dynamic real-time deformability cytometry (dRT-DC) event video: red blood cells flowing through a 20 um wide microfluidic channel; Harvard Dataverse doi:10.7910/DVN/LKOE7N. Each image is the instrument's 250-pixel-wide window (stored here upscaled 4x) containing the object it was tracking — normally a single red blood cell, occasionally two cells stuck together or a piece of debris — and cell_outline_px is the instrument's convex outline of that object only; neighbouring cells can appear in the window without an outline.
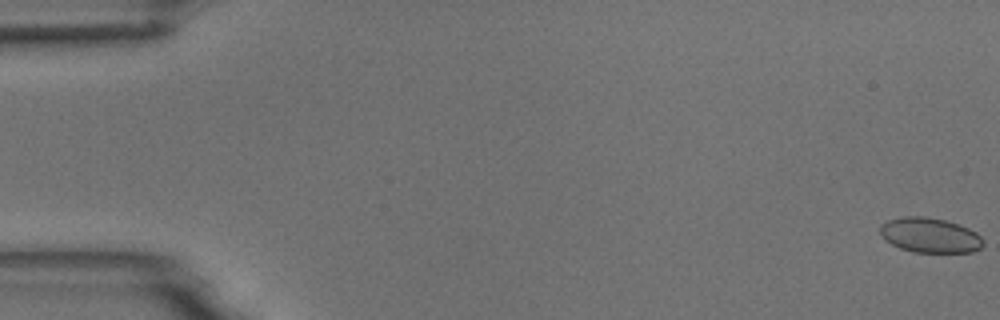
{"species": "common noctule bat (a hibernating species)", "species_latin": "Nyctalus noctula", "temperature_condition": "room temperature", "stored_images_in_passage": 56, "camera_frame_rate_fps": 3000, "um_per_image_px": 0.085, "animal": {"sex": "male", "body_mass_g": 18.8}, "frame": {"image": 1, "passage_image": 1, "time_ms": 0.0, "image_size_px": [1000, 320], "cell_outline_px": [[984, 244], [980, 248], [972, 252], [916, 252], [900, 248], [884, 240], [880, 232], [880, 224], [888, 220], [904, 216], [924, 216], [944, 220], [960, 224], [976, 232], [984, 240]], "centroid_in_image_um": [79.04, 19.99], "position_along_channel_um": 6.0, "area_um2": 21.04}}
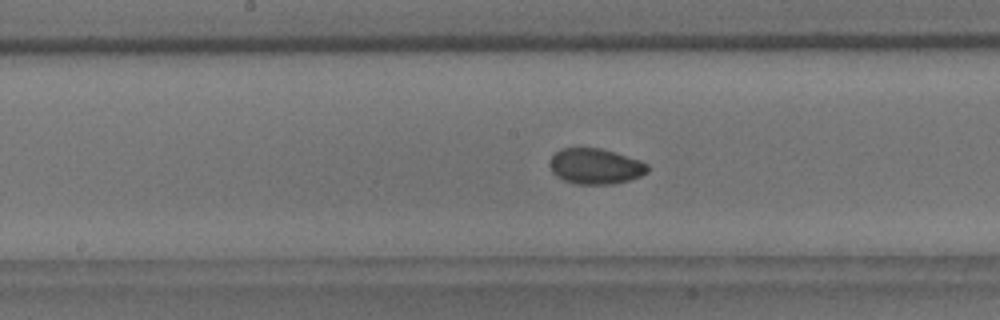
{"frame": {"image": 2, "passage_image": 29, "time_ms": 9.333, "image_size_px": [1000, 320], "cell_outline_px": [[648, 172], [640, 176], [628, 180], [612, 184], [576, 184], [564, 180], [556, 176], [552, 172], [548, 164], [552, 156], [560, 148], [600, 148], [640, 160], [648, 164]], "centroid_in_image_um": [50.59, 14.13], "position_along_channel_um": 197.6, "area_um2": 20.29}}
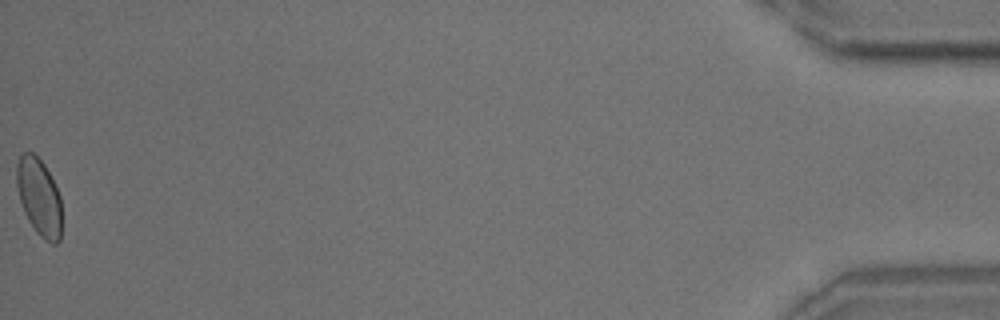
{"frame": {"image": 3, "passage_image": 56, "time_ms": 18.333, "image_size_px": [1000, 320], "cell_outline_px": [[60, 240], [56, 244], [52, 244], [44, 240], [36, 232], [28, 220], [24, 212], [20, 200], [16, 184], [16, 164], [20, 156], [24, 152], [32, 152], [44, 164], [60, 196]], "centroid_in_image_um": [3.3, 16.76], "position_along_channel_um": 431.9, "area_um2": 20.11}, "authors_computed_cell_mechanics": {"area_um2": 20.6635, "velocity_mm_per_s": 3.6975, "shape_relaxation_time_tau1_ms": 3.2568, "shape_relaxation_time_tau2_ms": null, "deformation_change_tau1": 0.0658, "deformation_change_tau2": null}}